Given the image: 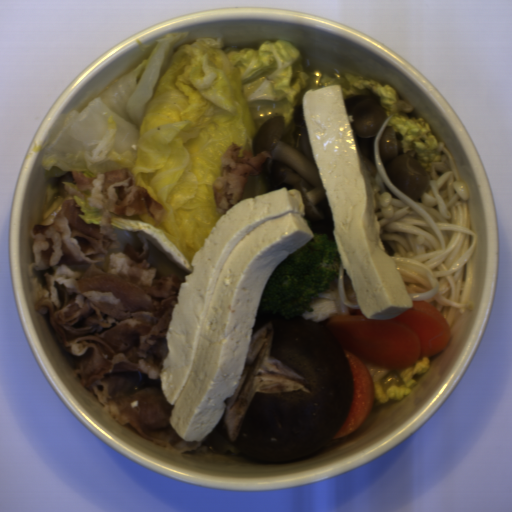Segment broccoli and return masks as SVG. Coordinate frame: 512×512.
I'll list each match as a JSON object with an SVG mask.
<instances>
[{
	"label": "broccoli",
	"mask_w": 512,
	"mask_h": 512,
	"mask_svg": "<svg viewBox=\"0 0 512 512\" xmlns=\"http://www.w3.org/2000/svg\"><path fill=\"white\" fill-rule=\"evenodd\" d=\"M340 269L336 241L325 233H314L312 240L289 254L271 273L259 308L285 320L314 312L311 303L330 290Z\"/></svg>",
	"instance_id": "1"
}]
</instances>
